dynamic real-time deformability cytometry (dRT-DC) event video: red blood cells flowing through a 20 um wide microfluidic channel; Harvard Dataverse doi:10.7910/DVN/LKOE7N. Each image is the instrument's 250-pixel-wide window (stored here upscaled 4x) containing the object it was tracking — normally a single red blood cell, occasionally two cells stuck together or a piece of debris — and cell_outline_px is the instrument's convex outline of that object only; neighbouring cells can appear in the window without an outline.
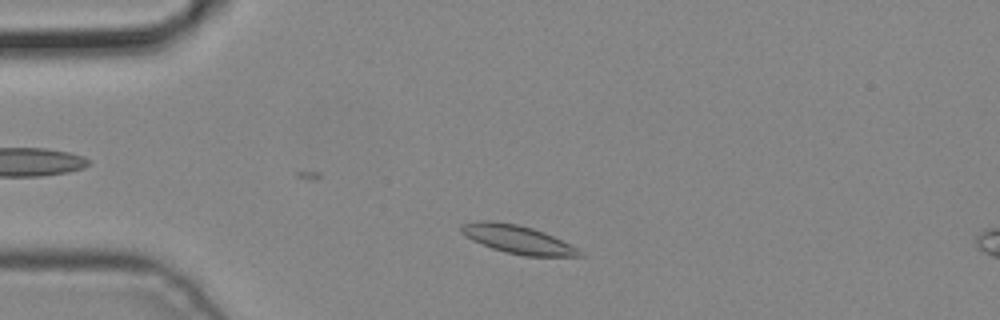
{"species": "common noctule bat (a hibernating species)", "species_latin": "Nyctalus noctula", "temperature_condition": "cold", "stored_images_in_passage": 5, "camera_frame_rate_fps": 3000, "um_per_image_px": 0.085, "animal": {"sex": "male", "body_mass_g": 19.2, "forearm_length_mm": 51.8}, "frame": {"image": 1, "passage_image": 4, "time_ms": 1.0, "image_size_px": [1000, 320], "cell_outline_px": [[584, 256], [524, 256], [504, 252], [492, 248], [472, 240], [464, 236], [460, 232], [460, 224], [480, 220], [488, 220], [516, 224], [532, 228], [544, 232], [576, 248]], "centroid_in_image_um": [43.91, 20.34], "position_along_channel_um": 41.1, "area_um2": 19.31}}